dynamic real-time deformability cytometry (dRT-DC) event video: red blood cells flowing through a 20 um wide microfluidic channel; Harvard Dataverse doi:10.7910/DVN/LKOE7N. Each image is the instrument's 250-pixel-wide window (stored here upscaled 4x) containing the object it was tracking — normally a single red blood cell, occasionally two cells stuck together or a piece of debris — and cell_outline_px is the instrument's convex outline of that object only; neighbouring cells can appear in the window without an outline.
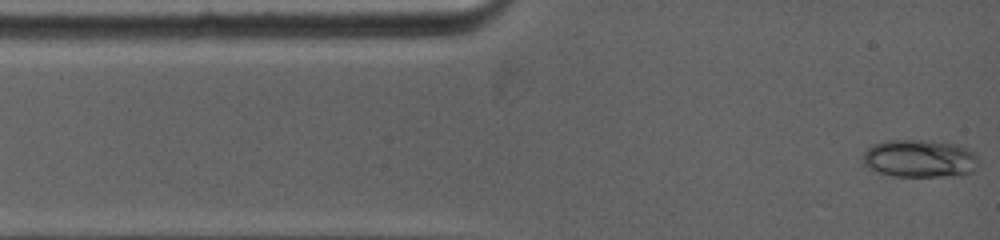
{"species": "common noctule bat (a hibernating species)", "species_latin": "Nyctalus noctula", "temperature_condition": "warm", "stored_images_in_passage": 59, "camera_frame_rate_fps": 5000, "um_per_image_px": 0.085, "animal": {"sex": "female", "body_mass_g": 19.0, "forearm_length_mm": 53.3}, "frame": {"image": 1, "passage_image": 1, "time_ms": 0.0, "image_size_px": [1000, 240], "cell_outline_px": [[976, 168], [972, 172], [964, 176], [892, 176], [880, 172], [864, 164], [860, 156], [868, 148], [876, 144], [888, 140], [932, 140], [952, 144], [968, 148], [976, 152]], "centroid_in_image_um": [78.2, 13.48], "position_along_channel_um": 6.8, "area_um2": 25.55}}
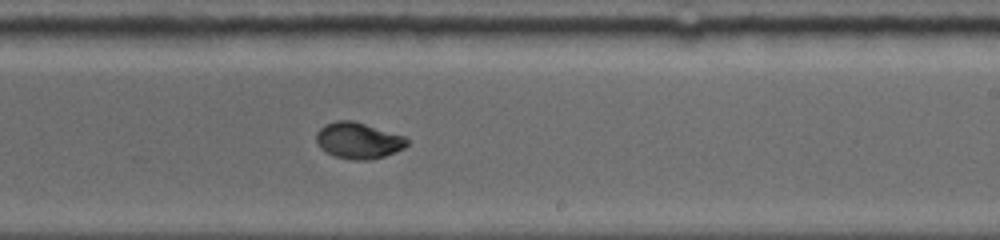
{"frame": {"image": 2, "passage_image": 26, "time_ms": 7.6, "image_size_px": [1000, 240], "cell_outline_px": [[408, 144], [404, 148], [396, 152], [372, 160], [352, 160], [336, 156], [320, 148], [316, 140], [316, 132], [324, 124], [336, 120], [352, 120], [404, 136], [408, 140]], "centroid_in_image_um": [30.45, 11.94], "position_along_channel_um": 258.5, "area_um2": 19.13}}
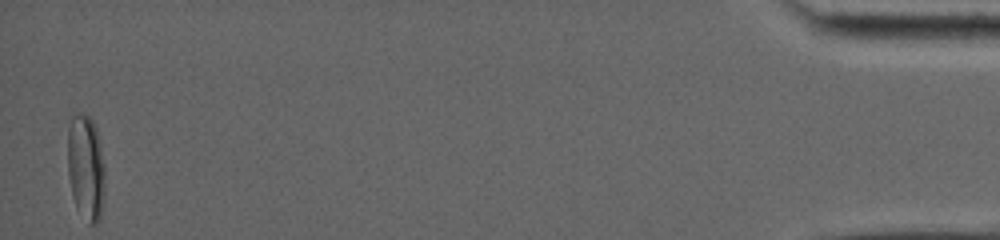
{"frame": {"image": 3, "passage_image": 59, "time_ms": 15.6, "image_size_px": [1000, 240], "cell_outline_px": [[104, 196], [100, 220], [96, 224], [88, 224], [76, 208], [72, 196], [68, 176], [68, 132], [72, 112], [80, 112], [88, 116], [92, 120], [96, 128], [100, 144], [104, 164]], "centroid_in_image_um": [7.29, 14.25], "position_along_channel_um": 427.9, "area_um2": 23.35}, "authors_computed_cell_mechanics": {"area_um2": 19.4786, "velocity_mm_per_s": 3.9197, "shape_relaxation_time_tau1_ms": 9.468, "shape_relaxation_time_tau2_ms": null, "deformation_change_tau1": 0.2685, "deformation_change_tau2": null}}